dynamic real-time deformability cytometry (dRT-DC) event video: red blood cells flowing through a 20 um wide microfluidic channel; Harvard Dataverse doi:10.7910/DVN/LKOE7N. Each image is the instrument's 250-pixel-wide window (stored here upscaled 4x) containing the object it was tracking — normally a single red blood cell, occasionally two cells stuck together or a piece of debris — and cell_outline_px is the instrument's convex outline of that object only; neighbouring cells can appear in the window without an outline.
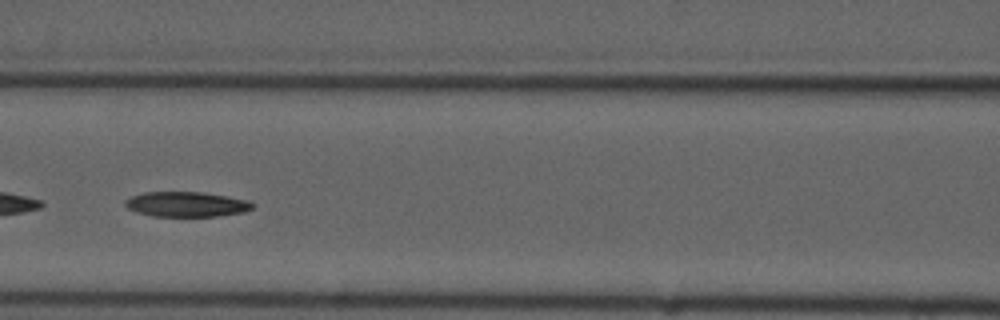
{"species": "common noctule bat (a hibernating species)", "species_latin": "Nyctalus noctula", "temperature_condition": "cold", "stored_images_in_passage": 10, "camera_frame_rate_fps": 3000, "um_per_image_px": 0.085, "animal": {"sex": "male", "forearm_length_mm": 52.5}, "frame": {"image": 1, "passage_image": 7, "time_ms": 7.333, "image_size_px": [1000, 320], "cell_outline_px": [[256, 204], [252, 208], [244, 212], [216, 216], [152, 216], [136, 212], [128, 208], [124, 204], [124, 200], [132, 196], [144, 192], [200, 192], [228, 196], [248, 200]], "centroid_in_image_um": [15.85, 17.36], "position_along_channel_um": 150.8, "area_um2": 18.61}}
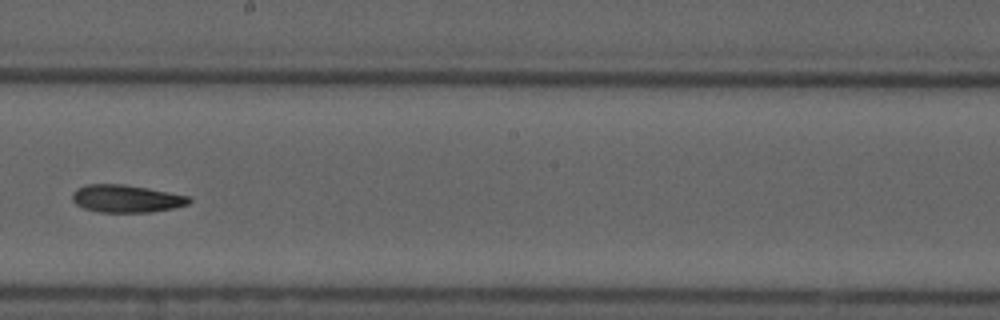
{"frame": {"image": 2, "passage_image": 9, "time_ms": 9.667, "image_size_px": [1000, 320], "cell_outline_px": [[192, 200], [188, 204], [172, 208], [152, 212], [100, 212], [84, 208], [76, 204], [72, 200], [72, 192], [76, 188], [88, 184], [120, 184], [168, 192], [188, 196]], "centroid_in_image_um": [10.69, 16.89], "position_along_channel_um": 237.5, "area_um2": 18.55}}
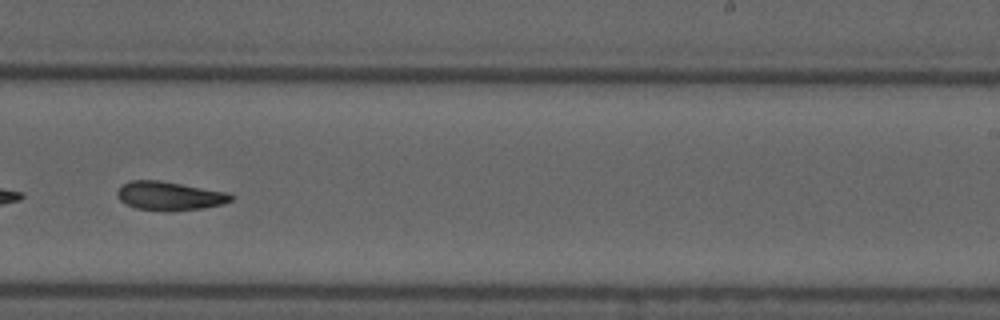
{"frame": {"image": 3, "passage_image": 10, "time_ms": 10.667, "image_size_px": [1000, 320], "cell_outline_px": [[232, 200], [224, 204], [204, 208], [172, 212], [168, 212], [136, 208], [124, 204], [116, 196], [116, 192], [120, 184], [132, 180], [156, 180], [228, 192], [232, 196]], "centroid_in_image_um": [14.36, 16.67], "position_along_channel_um": 274.6, "area_um2": 19.31}}